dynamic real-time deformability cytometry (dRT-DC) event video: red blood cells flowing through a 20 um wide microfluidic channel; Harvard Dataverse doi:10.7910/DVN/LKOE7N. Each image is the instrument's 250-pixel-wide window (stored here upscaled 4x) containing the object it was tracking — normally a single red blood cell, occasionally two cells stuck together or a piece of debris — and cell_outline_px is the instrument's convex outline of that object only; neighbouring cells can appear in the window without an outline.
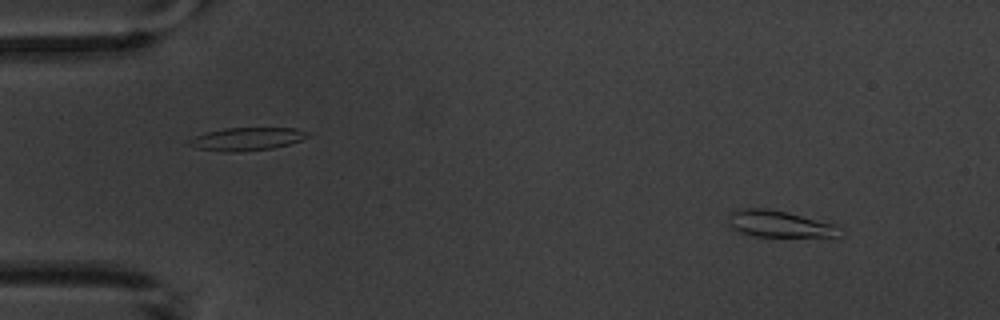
{"species": "common noctule bat (a hibernating species)", "species_latin": "Nyctalus noctula", "temperature_condition": "warm", "stored_images_in_passage": 4, "camera_frame_rate_fps": 3000, "um_per_image_px": 0.085, "animal": {"sex": "male", "body_mass_g": 20.1, "forearm_length_mm": 53.5}, "frame": {"image": 1, "passage_image": 1, "time_ms": 0.0, "image_size_px": [1000, 320], "cell_outline_px": [[844, 232], [840, 236], [756, 236], [740, 232], [732, 228], [728, 220], [728, 216], [736, 208], [768, 208], [788, 212], [836, 224]], "centroid_in_image_um": [66.26, 19.02], "position_along_channel_um": 18.7, "area_um2": 17.34}}
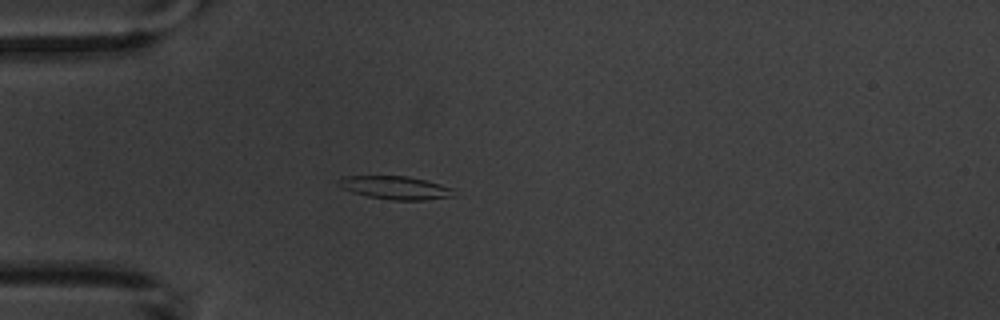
{"frame": {"image": 2, "passage_image": 3, "time_ms": 3.333, "image_size_px": [1000, 320], "cell_outline_px": [[456, 188], [452, 196], [424, 200], [392, 200], [368, 196], [352, 192], [340, 188], [336, 184], [336, 180], [344, 176], [408, 176]], "centroid_in_image_um": [33.56, 15.95], "position_along_channel_um": 51.4, "area_um2": 15.66}}